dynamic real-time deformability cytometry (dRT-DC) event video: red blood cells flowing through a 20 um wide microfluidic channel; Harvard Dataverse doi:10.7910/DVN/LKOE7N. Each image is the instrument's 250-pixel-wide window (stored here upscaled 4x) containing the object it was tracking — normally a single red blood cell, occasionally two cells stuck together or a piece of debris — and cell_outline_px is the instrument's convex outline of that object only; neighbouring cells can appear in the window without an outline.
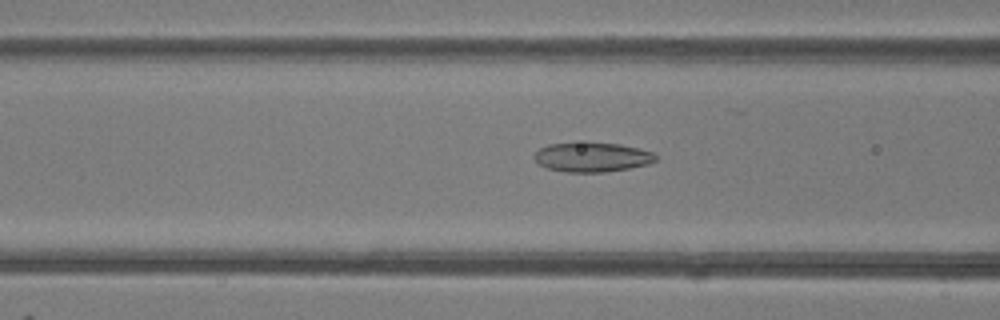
{"species": "common noctule bat (a hibernating species)", "species_latin": "Nyctalus noctula", "temperature_condition": "room temperature", "stored_images_in_passage": 45, "camera_frame_rate_fps": 3000, "um_per_image_px": 0.085, "animal": {"sex": "female"}, "frame": {"image": 1, "passage_image": 19, "time_ms": 6.0, "image_size_px": [1000, 320], "cell_outline_px": [[656, 160], [648, 164], [628, 168], [604, 172], [564, 172], [548, 168], [540, 164], [532, 156], [540, 148], [548, 144], [588, 140], [620, 144], [640, 148], [652, 152], [656, 156]], "centroid_in_image_um": [50.31, 13.31], "position_along_channel_um": 116.3, "area_um2": 21.39}}
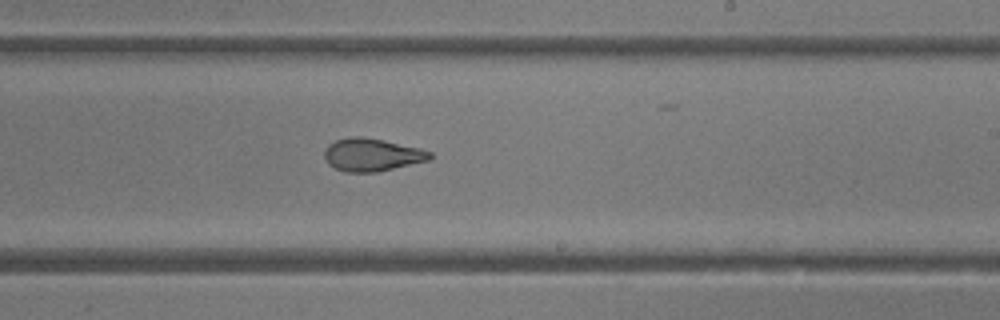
{"frame": {"image": 2, "passage_image": 29, "time_ms": 9.333, "image_size_px": [1000, 320], "cell_outline_px": [[432, 160], [376, 172], [344, 172], [328, 164], [324, 156], [324, 148], [328, 144], [336, 140], [348, 136], [360, 136], [384, 140], [420, 148], [432, 152]], "centroid_in_image_um": [31.62, 13.15], "position_along_channel_um": 257.4, "area_um2": 20.4}}
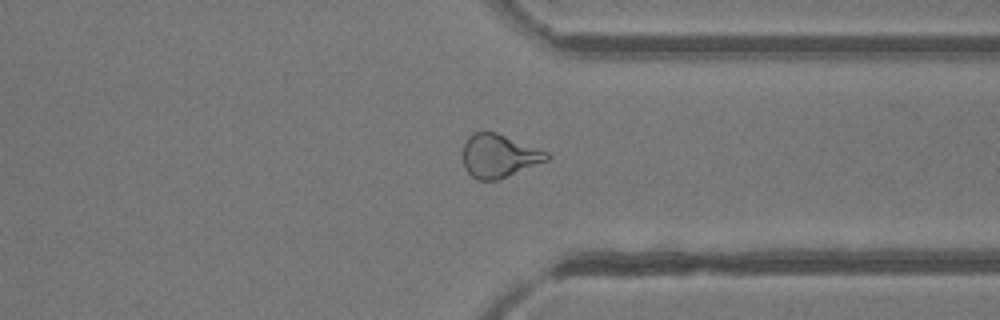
{"frame": {"image": 3, "passage_image": 37, "time_ms": 12.0, "image_size_px": [1000, 320], "cell_outline_px": [[552, 156], [548, 160], [496, 180], [476, 180], [464, 168], [464, 144], [468, 136], [472, 132], [496, 132], [548, 152]], "centroid_in_image_um": [42.4, 13.24], "position_along_channel_um": 369.0, "area_um2": 20.92}, "authors_computed_cell_mechanics": {"area_um2": 21.5016, "velocity_mm_per_s": 4.2307, "shape_relaxation_time_tau1_ms": 7.9624, "shape_relaxation_time_tau2_ms": 1.582, "deformation_change_tau1": 0.2007, "deformation_change_tau2": 0.0879}}